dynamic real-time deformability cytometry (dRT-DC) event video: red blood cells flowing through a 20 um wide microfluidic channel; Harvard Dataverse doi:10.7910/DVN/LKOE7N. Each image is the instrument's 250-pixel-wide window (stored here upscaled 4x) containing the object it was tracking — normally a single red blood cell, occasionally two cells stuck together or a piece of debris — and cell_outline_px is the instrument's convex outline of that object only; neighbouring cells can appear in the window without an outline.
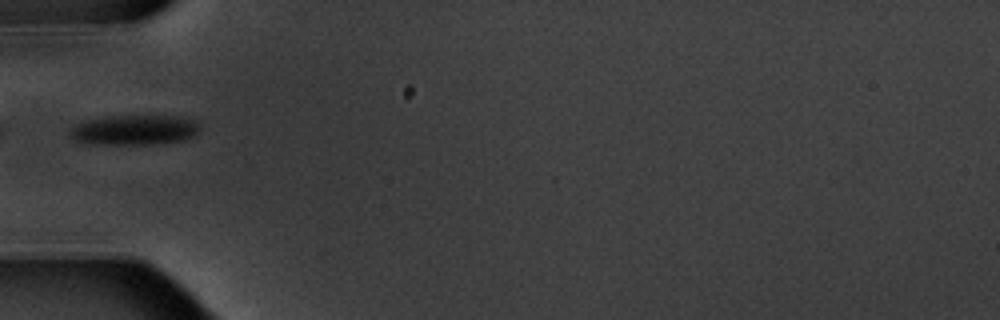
{"species": "common noctule bat (a hibernating species)", "species_latin": "Nyctalus noctula", "temperature_condition": "warm", "stored_images_in_passage": 13, "camera_frame_rate_fps": 3000, "um_per_image_px": 0.085, "animal": {"sex": "male", "body_mass_g": 20.1, "forearm_length_mm": 53.5}, "frame": {"image": 1, "passage_image": 3, "time_ms": 3.333, "image_size_px": [1000, 320], "cell_outline_px": [[200, 128], [196, 136], [184, 140], [152, 144], [84, 144], [76, 140], [68, 132], [76, 124], [88, 120], [108, 116], [176, 116], [192, 120], [200, 124]], "centroid_in_image_um": [11.44, 11.05], "position_along_channel_um": 73.6, "area_um2": 22.72}}
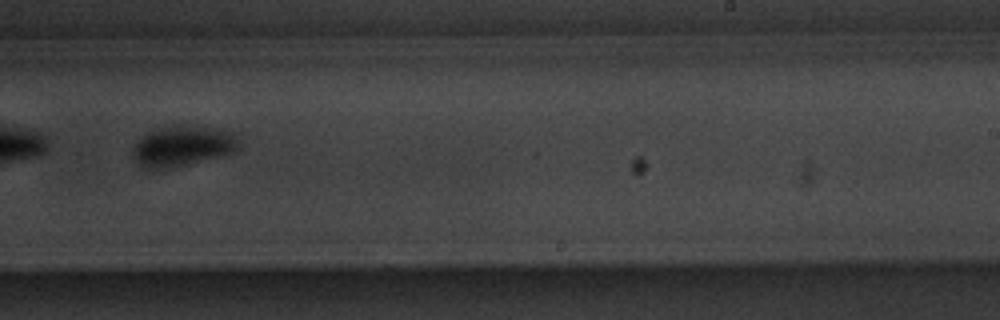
{"frame": {"image": 2, "passage_image": 8, "time_ms": 9.0, "image_size_px": [1000, 320], "cell_outline_px": [[240, 148], [232, 152], [220, 156], [172, 168], [156, 168], [140, 164], [136, 160], [132, 152], [132, 148], [148, 132], [160, 128], [180, 124], [224, 128], [236, 132], [240, 144]], "centroid_in_image_um": [15.63, 12.36], "position_along_channel_um": 273.4, "area_um2": 25.03}}
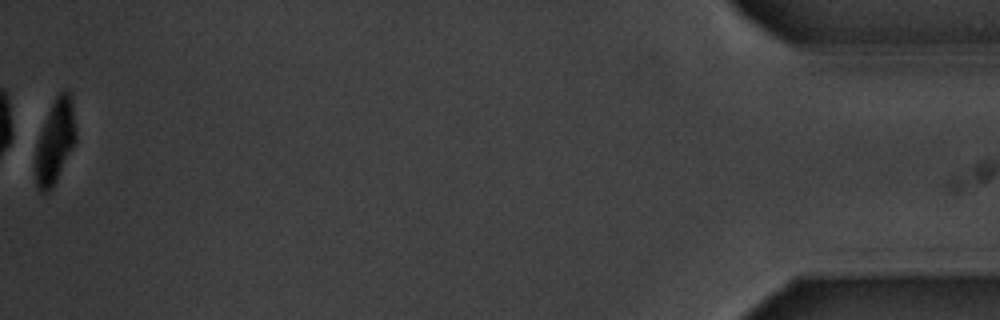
{"frame": {"image": 3, "passage_image": 13, "time_ms": 16.0, "image_size_px": [1000, 320], "cell_outline_px": [[76, 140], [52, 188], [44, 192], [40, 192], [36, 184], [36, 144], [40, 132], [48, 112], [56, 96], [64, 88], [68, 88], [72, 104], [76, 128]], "centroid_in_image_um": [4.69, 11.99], "position_along_channel_um": 430.5, "area_um2": 19.36}, "authors_computed_cell_mechanics": {"area_um2": 24.0448, "velocity_mm_per_s": 3.5222, "shape_relaxation_time_tau1_ms": 2.0103, "shape_relaxation_time_tau2_ms": null, "deformation_change_tau1": 0.1003, "deformation_change_tau2": null}}